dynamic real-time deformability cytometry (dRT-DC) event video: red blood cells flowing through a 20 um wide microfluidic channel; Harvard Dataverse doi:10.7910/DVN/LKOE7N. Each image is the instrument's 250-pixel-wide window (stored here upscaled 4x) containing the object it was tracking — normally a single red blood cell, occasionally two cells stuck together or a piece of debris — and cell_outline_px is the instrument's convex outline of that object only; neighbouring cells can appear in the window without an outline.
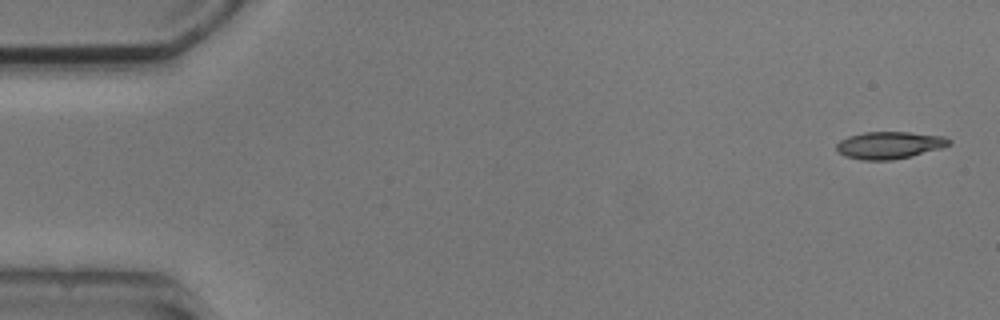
{"species": "common noctule bat (a hibernating species)", "species_latin": "Nyctalus noctula", "temperature_condition": "cold", "stored_images_in_passage": 5, "camera_frame_rate_fps": 3000, "um_per_image_px": 0.085, "animal": {"sex": "male", "body_mass_g": 20.5, "forearm_length_mm": 52.5}, "frame": {"image": 1, "passage_image": 1, "time_ms": 0.0, "image_size_px": [1000, 320], "cell_outline_px": [[952, 144], [940, 148], [912, 156], [892, 160], [860, 160], [844, 156], [836, 148], [836, 144], [840, 140], [848, 136], [864, 132], [908, 132], [944, 136], [952, 140]], "centroid_in_image_um": [75.6, 12.34], "position_along_channel_um": 9.4, "area_um2": 17.92}}
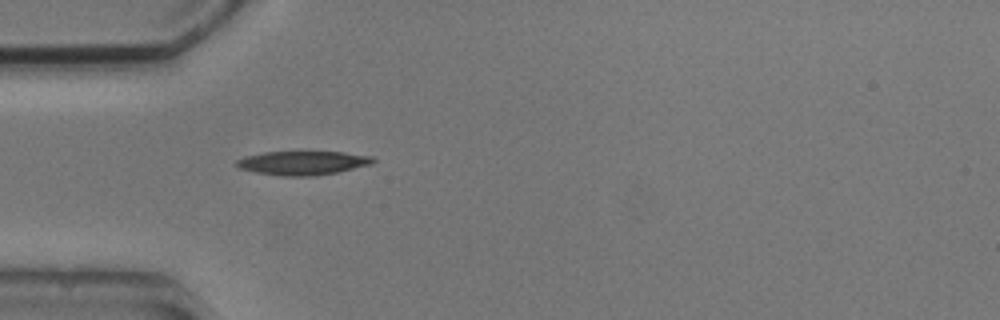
{"frame": {"image": 2, "passage_image": 5, "time_ms": 4.667, "image_size_px": [1000, 320], "cell_outline_px": [[376, 160], [372, 164], [336, 172], [312, 176], [284, 176], [256, 172], [240, 168], [236, 164], [236, 160], [244, 156], [264, 152], [344, 152], [372, 156]], "centroid_in_image_um": [25.74, 13.84], "position_along_channel_um": 59.3, "area_um2": 18.84}}